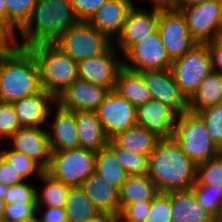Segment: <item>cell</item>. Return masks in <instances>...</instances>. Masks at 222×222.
Listing matches in <instances>:
<instances>
[{
	"mask_svg": "<svg viewBox=\"0 0 222 222\" xmlns=\"http://www.w3.org/2000/svg\"><path fill=\"white\" fill-rule=\"evenodd\" d=\"M185 16L189 32L198 44H207L222 35L220 7L217 0L175 8Z\"/></svg>",
	"mask_w": 222,
	"mask_h": 222,
	"instance_id": "11",
	"label": "cell"
},
{
	"mask_svg": "<svg viewBox=\"0 0 222 222\" xmlns=\"http://www.w3.org/2000/svg\"><path fill=\"white\" fill-rule=\"evenodd\" d=\"M38 179H40L45 186L42 188L41 193L36 191V212L38 214L42 212V203L46 207L65 208L71 187L55 180L46 172Z\"/></svg>",
	"mask_w": 222,
	"mask_h": 222,
	"instance_id": "29",
	"label": "cell"
},
{
	"mask_svg": "<svg viewBox=\"0 0 222 222\" xmlns=\"http://www.w3.org/2000/svg\"><path fill=\"white\" fill-rule=\"evenodd\" d=\"M96 155V152L83 148L54 151L45 172L71 188L80 187L95 172Z\"/></svg>",
	"mask_w": 222,
	"mask_h": 222,
	"instance_id": "7",
	"label": "cell"
},
{
	"mask_svg": "<svg viewBox=\"0 0 222 222\" xmlns=\"http://www.w3.org/2000/svg\"><path fill=\"white\" fill-rule=\"evenodd\" d=\"M197 166L173 137L160 138L149 156L148 176L159 193L190 190L196 182Z\"/></svg>",
	"mask_w": 222,
	"mask_h": 222,
	"instance_id": "1",
	"label": "cell"
},
{
	"mask_svg": "<svg viewBox=\"0 0 222 222\" xmlns=\"http://www.w3.org/2000/svg\"><path fill=\"white\" fill-rule=\"evenodd\" d=\"M220 7L221 21H222V0H217Z\"/></svg>",
	"mask_w": 222,
	"mask_h": 222,
	"instance_id": "55",
	"label": "cell"
},
{
	"mask_svg": "<svg viewBox=\"0 0 222 222\" xmlns=\"http://www.w3.org/2000/svg\"><path fill=\"white\" fill-rule=\"evenodd\" d=\"M222 103V73L212 71L188 99L189 111L199 113Z\"/></svg>",
	"mask_w": 222,
	"mask_h": 222,
	"instance_id": "25",
	"label": "cell"
},
{
	"mask_svg": "<svg viewBox=\"0 0 222 222\" xmlns=\"http://www.w3.org/2000/svg\"><path fill=\"white\" fill-rule=\"evenodd\" d=\"M132 8L129 0H107L88 22L113 42V36H119Z\"/></svg>",
	"mask_w": 222,
	"mask_h": 222,
	"instance_id": "21",
	"label": "cell"
},
{
	"mask_svg": "<svg viewBox=\"0 0 222 222\" xmlns=\"http://www.w3.org/2000/svg\"><path fill=\"white\" fill-rule=\"evenodd\" d=\"M37 1L38 0H5L7 8V28L16 38V32L29 20Z\"/></svg>",
	"mask_w": 222,
	"mask_h": 222,
	"instance_id": "32",
	"label": "cell"
},
{
	"mask_svg": "<svg viewBox=\"0 0 222 222\" xmlns=\"http://www.w3.org/2000/svg\"><path fill=\"white\" fill-rule=\"evenodd\" d=\"M86 222H118V217L109 213H98Z\"/></svg>",
	"mask_w": 222,
	"mask_h": 222,
	"instance_id": "48",
	"label": "cell"
},
{
	"mask_svg": "<svg viewBox=\"0 0 222 222\" xmlns=\"http://www.w3.org/2000/svg\"><path fill=\"white\" fill-rule=\"evenodd\" d=\"M171 73L181 92L189 99L199 84L212 72L207 44H196L171 64Z\"/></svg>",
	"mask_w": 222,
	"mask_h": 222,
	"instance_id": "8",
	"label": "cell"
},
{
	"mask_svg": "<svg viewBox=\"0 0 222 222\" xmlns=\"http://www.w3.org/2000/svg\"><path fill=\"white\" fill-rule=\"evenodd\" d=\"M95 172L105 182L119 190L129 176L118 161L116 154L109 147L97 152Z\"/></svg>",
	"mask_w": 222,
	"mask_h": 222,
	"instance_id": "30",
	"label": "cell"
},
{
	"mask_svg": "<svg viewBox=\"0 0 222 222\" xmlns=\"http://www.w3.org/2000/svg\"><path fill=\"white\" fill-rule=\"evenodd\" d=\"M119 193L122 211L128 204L152 201L158 191L148 175H129L121 186Z\"/></svg>",
	"mask_w": 222,
	"mask_h": 222,
	"instance_id": "28",
	"label": "cell"
},
{
	"mask_svg": "<svg viewBox=\"0 0 222 222\" xmlns=\"http://www.w3.org/2000/svg\"><path fill=\"white\" fill-rule=\"evenodd\" d=\"M76 126L79 148L97 153L108 147L110 139L105 134L96 111L76 112Z\"/></svg>",
	"mask_w": 222,
	"mask_h": 222,
	"instance_id": "23",
	"label": "cell"
},
{
	"mask_svg": "<svg viewBox=\"0 0 222 222\" xmlns=\"http://www.w3.org/2000/svg\"><path fill=\"white\" fill-rule=\"evenodd\" d=\"M40 218L41 222H68L65 208L45 207Z\"/></svg>",
	"mask_w": 222,
	"mask_h": 222,
	"instance_id": "47",
	"label": "cell"
},
{
	"mask_svg": "<svg viewBox=\"0 0 222 222\" xmlns=\"http://www.w3.org/2000/svg\"><path fill=\"white\" fill-rule=\"evenodd\" d=\"M172 222H218L197 202L191 190L171 192Z\"/></svg>",
	"mask_w": 222,
	"mask_h": 222,
	"instance_id": "24",
	"label": "cell"
},
{
	"mask_svg": "<svg viewBox=\"0 0 222 222\" xmlns=\"http://www.w3.org/2000/svg\"><path fill=\"white\" fill-rule=\"evenodd\" d=\"M136 126L146 128L159 138L173 135L178 114L169 106L151 99L136 107Z\"/></svg>",
	"mask_w": 222,
	"mask_h": 222,
	"instance_id": "17",
	"label": "cell"
},
{
	"mask_svg": "<svg viewBox=\"0 0 222 222\" xmlns=\"http://www.w3.org/2000/svg\"><path fill=\"white\" fill-rule=\"evenodd\" d=\"M108 147L116 154L128 175H148L149 156L120 149L112 140L109 141Z\"/></svg>",
	"mask_w": 222,
	"mask_h": 222,
	"instance_id": "34",
	"label": "cell"
},
{
	"mask_svg": "<svg viewBox=\"0 0 222 222\" xmlns=\"http://www.w3.org/2000/svg\"><path fill=\"white\" fill-rule=\"evenodd\" d=\"M37 215H39V214L36 212L32 216L24 219L22 222H41L39 216H37Z\"/></svg>",
	"mask_w": 222,
	"mask_h": 222,
	"instance_id": "53",
	"label": "cell"
},
{
	"mask_svg": "<svg viewBox=\"0 0 222 222\" xmlns=\"http://www.w3.org/2000/svg\"><path fill=\"white\" fill-rule=\"evenodd\" d=\"M152 11L146 12L144 9L133 7L123 25L122 31L116 38L119 50L123 55L135 44L147 37L157 29L159 20V8L152 7Z\"/></svg>",
	"mask_w": 222,
	"mask_h": 222,
	"instance_id": "18",
	"label": "cell"
},
{
	"mask_svg": "<svg viewBox=\"0 0 222 222\" xmlns=\"http://www.w3.org/2000/svg\"><path fill=\"white\" fill-rule=\"evenodd\" d=\"M209 0H175L173 7L174 8H184L186 6H193L204 3Z\"/></svg>",
	"mask_w": 222,
	"mask_h": 222,
	"instance_id": "50",
	"label": "cell"
},
{
	"mask_svg": "<svg viewBox=\"0 0 222 222\" xmlns=\"http://www.w3.org/2000/svg\"><path fill=\"white\" fill-rule=\"evenodd\" d=\"M10 149V150H9ZM9 149L0 151V155L19 173L24 180L32 176H37V179L45 172L35 161L27 157L23 153Z\"/></svg>",
	"mask_w": 222,
	"mask_h": 222,
	"instance_id": "36",
	"label": "cell"
},
{
	"mask_svg": "<svg viewBox=\"0 0 222 222\" xmlns=\"http://www.w3.org/2000/svg\"><path fill=\"white\" fill-rule=\"evenodd\" d=\"M211 56L212 71L222 73V35L207 43Z\"/></svg>",
	"mask_w": 222,
	"mask_h": 222,
	"instance_id": "45",
	"label": "cell"
},
{
	"mask_svg": "<svg viewBox=\"0 0 222 222\" xmlns=\"http://www.w3.org/2000/svg\"><path fill=\"white\" fill-rule=\"evenodd\" d=\"M18 44L16 36L0 23V56L8 55Z\"/></svg>",
	"mask_w": 222,
	"mask_h": 222,
	"instance_id": "46",
	"label": "cell"
},
{
	"mask_svg": "<svg viewBox=\"0 0 222 222\" xmlns=\"http://www.w3.org/2000/svg\"><path fill=\"white\" fill-rule=\"evenodd\" d=\"M124 57H126V60H123L125 68L141 73L170 69L172 64L158 29L135 43Z\"/></svg>",
	"mask_w": 222,
	"mask_h": 222,
	"instance_id": "10",
	"label": "cell"
},
{
	"mask_svg": "<svg viewBox=\"0 0 222 222\" xmlns=\"http://www.w3.org/2000/svg\"><path fill=\"white\" fill-rule=\"evenodd\" d=\"M47 132L43 127H21L7 140L13 144L12 150L25 154L46 171L51 158Z\"/></svg>",
	"mask_w": 222,
	"mask_h": 222,
	"instance_id": "16",
	"label": "cell"
},
{
	"mask_svg": "<svg viewBox=\"0 0 222 222\" xmlns=\"http://www.w3.org/2000/svg\"><path fill=\"white\" fill-rule=\"evenodd\" d=\"M133 7H136V5L133 3L132 0H129ZM147 1V0H146ZM150 3H153V7L157 8H171L174 5L175 0H148Z\"/></svg>",
	"mask_w": 222,
	"mask_h": 222,
	"instance_id": "49",
	"label": "cell"
},
{
	"mask_svg": "<svg viewBox=\"0 0 222 222\" xmlns=\"http://www.w3.org/2000/svg\"><path fill=\"white\" fill-rule=\"evenodd\" d=\"M198 204L218 222H222V187L192 186L190 189Z\"/></svg>",
	"mask_w": 222,
	"mask_h": 222,
	"instance_id": "33",
	"label": "cell"
},
{
	"mask_svg": "<svg viewBox=\"0 0 222 222\" xmlns=\"http://www.w3.org/2000/svg\"><path fill=\"white\" fill-rule=\"evenodd\" d=\"M113 43L88 21H79L54 42L77 63L105 53Z\"/></svg>",
	"mask_w": 222,
	"mask_h": 222,
	"instance_id": "6",
	"label": "cell"
},
{
	"mask_svg": "<svg viewBox=\"0 0 222 222\" xmlns=\"http://www.w3.org/2000/svg\"><path fill=\"white\" fill-rule=\"evenodd\" d=\"M136 107L114 90L109 91L96 110L107 137L111 140L118 133L136 126Z\"/></svg>",
	"mask_w": 222,
	"mask_h": 222,
	"instance_id": "12",
	"label": "cell"
},
{
	"mask_svg": "<svg viewBox=\"0 0 222 222\" xmlns=\"http://www.w3.org/2000/svg\"><path fill=\"white\" fill-rule=\"evenodd\" d=\"M204 121L209 136L222 151V103L197 113Z\"/></svg>",
	"mask_w": 222,
	"mask_h": 222,
	"instance_id": "37",
	"label": "cell"
},
{
	"mask_svg": "<svg viewBox=\"0 0 222 222\" xmlns=\"http://www.w3.org/2000/svg\"><path fill=\"white\" fill-rule=\"evenodd\" d=\"M159 137L146 128L134 126L126 131L118 133L111 140L123 150L128 152L150 156L159 141Z\"/></svg>",
	"mask_w": 222,
	"mask_h": 222,
	"instance_id": "27",
	"label": "cell"
},
{
	"mask_svg": "<svg viewBox=\"0 0 222 222\" xmlns=\"http://www.w3.org/2000/svg\"><path fill=\"white\" fill-rule=\"evenodd\" d=\"M7 189H8V186L3 185L0 182V202H4V199H5L6 194H7Z\"/></svg>",
	"mask_w": 222,
	"mask_h": 222,
	"instance_id": "52",
	"label": "cell"
},
{
	"mask_svg": "<svg viewBox=\"0 0 222 222\" xmlns=\"http://www.w3.org/2000/svg\"><path fill=\"white\" fill-rule=\"evenodd\" d=\"M157 29L171 61L182 57L198 44L189 32L185 16L174 7L159 8Z\"/></svg>",
	"mask_w": 222,
	"mask_h": 222,
	"instance_id": "9",
	"label": "cell"
},
{
	"mask_svg": "<svg viewBox=\"0 0 222 222\" xmlns=\"http://www.w3.org/2000/svg\"><path fill=\"white\" fill-rule=\"evenodd\" d=\"M109 90L78 78L56 98V103L65 109L78 111H96Z\"/></svg>",
	"mask_w": 222,
	"mask_h": 222,
	"instance_id": "15",
	"label": "cell"
},
{
	"mask_svg": "<svg viewBox=\"0 0 222 222\" xmlns=\"http://www.w3.org/2000/svg\"><path fill=\"white\" fill-rule=\"evenodd\" d=\"M151 209V201L128 204L120 214V222H146Z\"/></svg>",
	"mask_w": 222,
	"mask_h": 222,
	"instance_id": "41",
	"label": "cell"
},
{
	"mask_svg": "<svg viewBox=\"0 0 222 222\" xmlns=\"http://www.w3.org/2000/svg\"><path fill=\"white\" fill-rule=\"evenodd\" d=\"M65 211L68 222H86L99 213L81 187L70 189Z\"/></svg>",
	"mask_w": 222,
	"mask_h": 222,
	"instance_id": "31",
	"label": "cell"
},
{
	"mask_svg": "<svg viewBox=\"0 0 222 222\" xmlns=\"http://www.w3.org/2000/svg\"><path fill=\"white\" fill-rule=\"evenodd\" d=\"M78 22L71 0H38L29 20L18 31L22 42L17 46L29 48L54 43Z\"/></svg>",
	"mask_w": 222,
	"mask_h": 222,
	"instance_id": "2",
	"label": "cell"
},
{
	"mask_svg": "<svg viewBox=\"0 0 222 222\" xmlns=\"http://www.w3.org/2000/svg\"><path fill=\"white\" fill-rule=\"evenodd\" d=\"M80 187L94 203L99 213H109L120 217L121 207L118 188L105 182L96 172L88 176Z\"/></svg>",
	"mask_w": 222,
	"mask_h": 222,
	"instance_id": "22",
	"label": "cell"
},
{
	"mask_svg": "<svg viewBox=\"0 0 222 222\" xmlns=\"http://www.w3.org/2000/svg\"><path fill=\"white\" fill-rule=\"evenodd\" d=\"M55 103L56 99L42 89L36 94L13 102L12 105L21 127L38 128L44 123L49 124L48 118L53 116L50 110Z\"/></svg>",
	"mask_w": 222,
	"mask_h": 222,
	"instance_id": "19",
	"label": "cell"
},
{
	"mask_svg": "<svg viewBox=\"0 0 222 222\" xmlns=\"http://www.w3.org/2000/svg\"><path fill=\"white\" fill-rule=\"evenodd\" d=\"M20 128L13 105L0 102V137L7 140Z\"/></svg>",
	"mask_w": 222,
	"mask_h": 222,
	"instance_id": "39",
	"label": "cell"
},
{
	"mask_svg": "<svg viewBox=\"0 0 222 222\" xmlns=\"http://www.w3.org/2000/svg\"><path fill=\"white\" fill-rule=\"evenodd\" d=\"M114 44L103 54L78 62V78L114 90L123 60Z\"/></svg>",
	"mask_w": 222,
	"mask_h": 222,
	"instance_id": "13",
	"label": "cell"
},
{
	"mask_svg": "<svg viewBox=\"0 0 222 222\" xmlns=\"http://www.w3.org/2000/svg\"><path fill=\"white\" fill-rule=\"evenodd\" d=\"M31 183L23 182L21 184L8 186L7 194L4 199L5 204H12L16 201L25 203H36V189Z\"/></svg>",
	"mask_w": 222,
	"mask_h": 222,
	"instance_id": "40",
	"label": "cell"
},
{
	"mask_svg": "<svg viewBox=\"0 0 222 222\" xmlns=\"http://www.w3.org/2000/svg\"><path fill=\"white\" fill-rule=\"evenodd\" d=\"M54 121L50 124L48 139L51 152L65 151L79 148V139L76 126V112L68 110L55 103Z\"/></svg>",
	"mask_w": 222,
	"mask_h": 222,
	"instance_id": "20",
	"label": "cell"
},
{
	"mask_svg": "<svg viewBox=\"0 0 222 222\" xmlns=\"http://www.w3.org/2000/svg\"><path fill=\"white\" fill-rule=\"evenodd\" d=\"M172 198L170 193H157L151 201V209L146 222H172Z\"/></svg>",
	"mask_w": 222,
	"mask_h": 222,
	"instance_id": "38",
	"label": "cell"
},
{
	"mask_svg": "<svg viewBox=\"0 0 222 222\" xmlns=\"http://www.w3.org/2000/svg\"><path fill=\"white\" fill-rule=\"evenodd\" d=\"M3 58H4V56H0V63H1V61L3 60Z\"/></svg>",
	"mask_w": 222,
	"mask_h": 222,
	"instance_id": "56",
	"label": "cell"
},
{
	"mask_svg": "<svg viewBox=\"0 0 222 222\" xmlns=\"http://www.w3.org/2000/svg\"><path fill=\"white\" fill-rule=\"evenodd\" d=\"M141 76L152 99L169 106L178 115L189 111L188 99L176 84L170 69L145 71Z\"/></svg>",
	"mask_w": 222,
	"mask_h": 222,
	"instance_id": "14",
	"label": "cell"
},
{
	"mask_svg": "<svg viewBox=\"0 0 222 222\" xmlns=\"http://www.w3.org/2000/svg\"><path fill=\"white\" fill-rule=\"evenodd\" d=\"M28 49L38 63L42 89L55 99L78 79V63L54 43L37 44Z\"/></svg>",
	"mask_w": 222,
	"mask_h": 222,
	"instance_id": "4",
	"label": "cell"
},
{
	"mask_svg": "<svg viewBox=\"0 0 222 222\" xmlns=\"http://www.w3.org/2000/svg\"><path fill=\"white\" fill-rule=\"evenodd\" d=\"M5 203L4 202H0V222H3V217H4V213H5Z\"/></svg>",
	"mask_w": 222,
	"mask_h": 222,
	"instance_id": "54",
	"label": "cell"
},
{
	"mask_svg": "<svg viewBox=\"0 0 222 222\" xmlns=\"http://www.w3.org/2000/svg\"><path fill=\"white\" fill-rule=\"evenodd\" d=\"M0 23L7 27V8L5 0H0Z\"/></svg>",
	"mask_w": 222,
	"mask_h": 222,
	"instance_id": "51",
	"label": "cell"
},
{
	"mask_svg": "<svg viewBox=\"0 0 222 222\" xmlns=\"http://www.w3.org/2000/svg\"><path fill=\"white\" fill-rule=\"evenodd\" d=\"M42 90L38 63L28 48L16 46L0 63V102H16Z\"/></svg>",
	"mask_w": 222,
	"mask_h": 222,
	"instance_id": "3",
	"label": "cell"
},
{
	"mask_svg": "<svg viewBox=\"0 0 222 222\" xmlns=\"http://www.w3.org/2000/svg\"><path fill=\"white\" fill-rule=\"evenodd\" d=\"M0 182L6 186L25 182L23 177L0 155Z\"/></svg>",
	"mask_w": 222,
	"mask_h": 222,
	"instance_id": "44",
	"label": "cell"
},
{
	"mask_svg": "<svg viewBox=\"0 0 222 222\" xmlns=\"http://www.w3.org/2000/svg\"><path fill=\"white\" fill-rule=\"evenodd\" d=\"M107 0H71L79 21H89L99 7Z\"/></svg>",
	"mask_w": 222,
	"mask_h": 222,
	"instance_id": "43",
	"label": "cell"
},
{
	"mask_svg": "<svg viewBox=\"0 0 222 222\" xmlns=\"http://www.w3.org/2000/svg\"><path fill=\"white\" fill-rule=\"evenodd\" d=\"M36 213V203L18 202L5 205L3 222H22Z\"/></svg>",
	"mask_w": 222,
	"mask_h": 222,
	"instance_id": "42",
	"label": "cell"
},
{
	"mask_svg": "<svg viewBox=\"0 0 222 222\" xmlns=\"http://www.w3.org/2000/svg\"><path fill=\"white\" fill-rule=\"evenodd\" d=\"M193 186H208L215 189L222 187V153L197 166L196 182Z\"/></svg>",
	"mask_w": 222,
	"mask_h": 222,
	"instance_id": "35",
	"label": "cell"
},
{
	"mask_svg": "<svg viewBox=\"0 0 222 222\" xmlns=\"http://www.w3.org/2000/svg\"><path fill=\"white\" fill-rule=\"evenodd\" d=\"M172 137L196 166L222 153L209 136L202 118L190 111L178 115Z\"/></svg>",
	"mask_w": 222,
	"mask_h": 222,
	"instance_id": "5",
	"label": "cell"
},
{
	"mask_svg": "<svg viewBox=\"0 0 222 222\" xmlns=\"http://www.w3.org/2000/svg\"><path fill=\"white\" fill-rule=\"evenodd\" d=\"M114 91L135 107L152 99L141 72L129 70L124 66L118 73Z\"/></svg>",
	"mask_w": 222,
	"mask_h": 222,
	"instance_id": "26",
	"label": "cell"
}]
</instances>
